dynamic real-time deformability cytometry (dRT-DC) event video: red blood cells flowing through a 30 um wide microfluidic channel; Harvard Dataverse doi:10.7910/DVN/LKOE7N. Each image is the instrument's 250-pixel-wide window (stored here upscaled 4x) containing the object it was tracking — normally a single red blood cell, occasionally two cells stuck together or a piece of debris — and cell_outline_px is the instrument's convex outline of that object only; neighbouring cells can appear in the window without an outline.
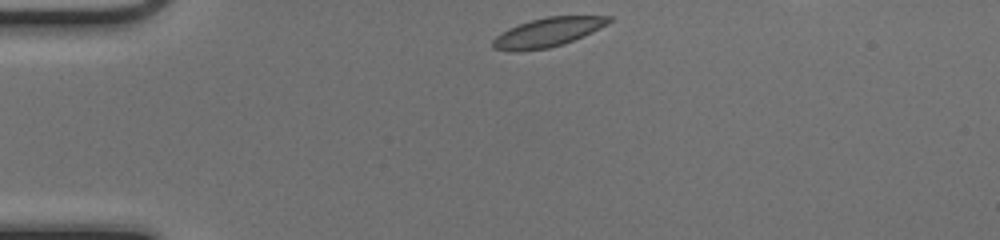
{"species": "common noctule bat (a hibernating species)", "species_latin": "Nyctalus noctula", "temperature_condition": "cold", "stored_images_in_passage": 37, "camera_frame_rate_fps": 3000, "um_per_image_px": 0.085, "animal": {"sex": "female", "body_mass_g": 17.0, "forearm_length_mm": 48.0}, "frame": {"image": 1, "passage_image": 1, "time_ms": 0.0, "image_size_px": [1000, 240], "cell_outline_px": [[612, 20], [608, 24], [592, 32], [564, 44], [548, 48], [492, 48], [492, 40], [496, 36], [508, 28], [532, 20], [548, 16], [612, 16]], "centroid_in_image_um": [46.66, 2.69], "position_along_channel_um": 38.3, "area_um2": 18.79}}
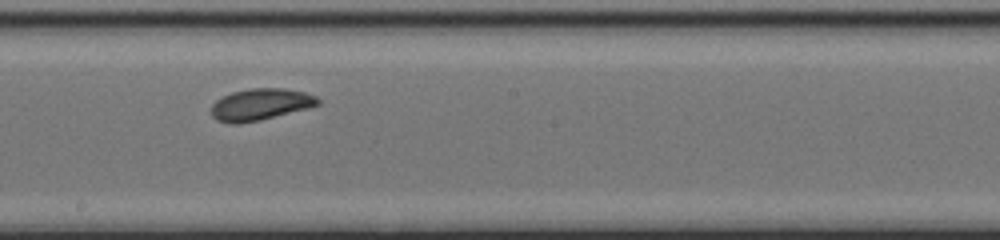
{"frame": {"image": 2, "passage_image": 18, "time_ms": 5.667, "image_size_px": [1000, 240], "cell_outline_px": [[320, 104], [308, 108], [260, 120], [240, 124], [228, 124], [216, 120], [212, 116], [212, 104], [216, 100], [232, 92], [252, 88], [284, 88], [304, 92], [316, 96], [320, 100]], "centroid_in_image_um": [22.13, 8.88], "position_along_channel_um": 226.1, "area_um2": 19.71}}
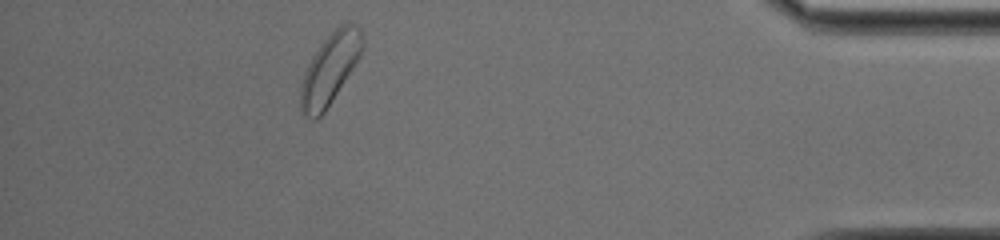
{"frame": {"image": 3, "passage_image": 35, "time_ms": 11.333, "image_size_px": [1000, 240], "cell_outline_px": [[364, 48], [360, 56], [332, 100], [324, 112], [316, 120], [312, 120], [304, 116], [300, 112], [300, 84], [304, 72], [312, 56], [320, 44], [340, 24], [348, 20], [360, 28], [364, 40]], "centroid_in_image_um": [28.03, 5.85], "position_along_channel_um": 407.2, "area_um2": 25.61}, "authors_computed_cell_mechanics": {"area_um2": 19.7098, "velocity_mm_per_s": 4.0508, "shape_relaxation_time_tau1_ms": 2.1396, "shape_relaxation_time_tau2_ms": 5.3403, "deformation_change_tau1": 0.0722, "deformation_change_tau2": 0.1017}}